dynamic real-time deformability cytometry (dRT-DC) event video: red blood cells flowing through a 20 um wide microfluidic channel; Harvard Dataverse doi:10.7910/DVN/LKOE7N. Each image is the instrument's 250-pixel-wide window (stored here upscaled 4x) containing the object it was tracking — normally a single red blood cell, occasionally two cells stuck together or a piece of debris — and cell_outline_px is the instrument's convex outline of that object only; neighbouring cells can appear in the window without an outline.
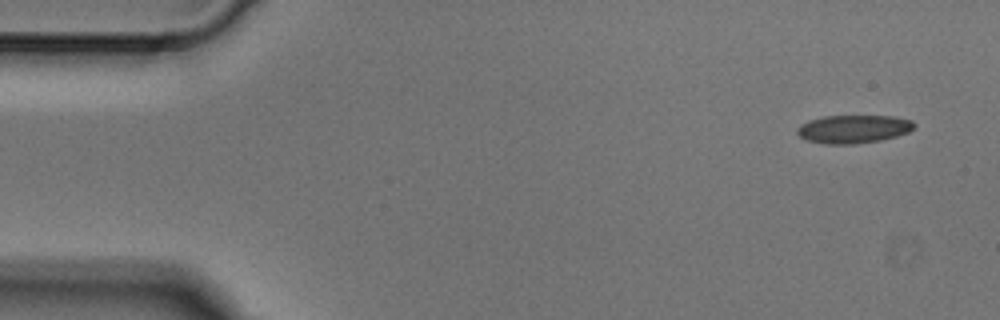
{"species": "Egyptian fruit bat (a non-hibernating species)", "species_latin": "Rousettus aegyptiacus", "temperature_condition": "cold", "stored_images_in_passage": 4, "camera_frame_rate_fps": 3000, "um_per_image_px": 0.085, "animal": {"sex": "male"}, "frame": {"image": 1, "passage_image": 1, "time_ms": 0.0, "image_size_px": [1000, 320], "cell_outline_px": [[916, 124], [908, 132], [896, 136], [880, 140], [852, 144], [824, 144], [804, 140], [796, 132], [796, 128], [800, 124], [808, 120], [824, 116], [896, 116], [912, 120]], "centroid_in_image_um": [72.5, 10.96], "position_along_channel_um": 12.5, "area_um2": 19.36}}
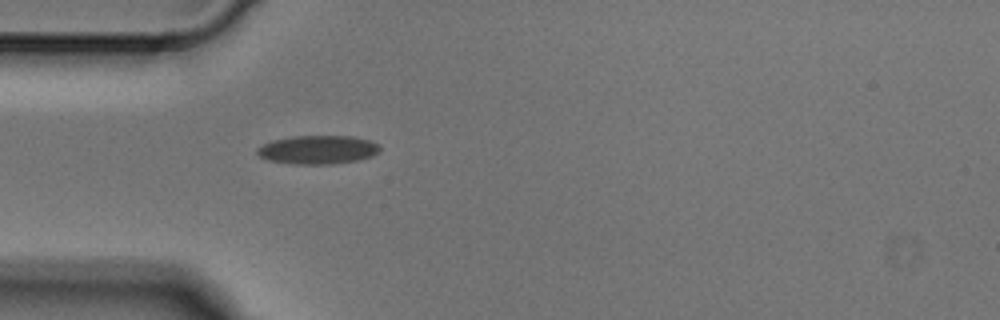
{"frame": {"image": 2, "passage_image": 4, "time_ms": 1.0, "image_size_px": [1000, 320], "cell_outline_px": [[380, 152], [372, 156], [356, 160], [332, 164], [292, 164], [268, 160], [260, 156], [256, 152], [256, 148], [272, 140], [292, 136], [352, 136], [368, 140], [380, 144]], "centroid_in_image_um": [27.02, 12.72], "position_along_channel_um": 58.0, "area_um2": 20.52}}